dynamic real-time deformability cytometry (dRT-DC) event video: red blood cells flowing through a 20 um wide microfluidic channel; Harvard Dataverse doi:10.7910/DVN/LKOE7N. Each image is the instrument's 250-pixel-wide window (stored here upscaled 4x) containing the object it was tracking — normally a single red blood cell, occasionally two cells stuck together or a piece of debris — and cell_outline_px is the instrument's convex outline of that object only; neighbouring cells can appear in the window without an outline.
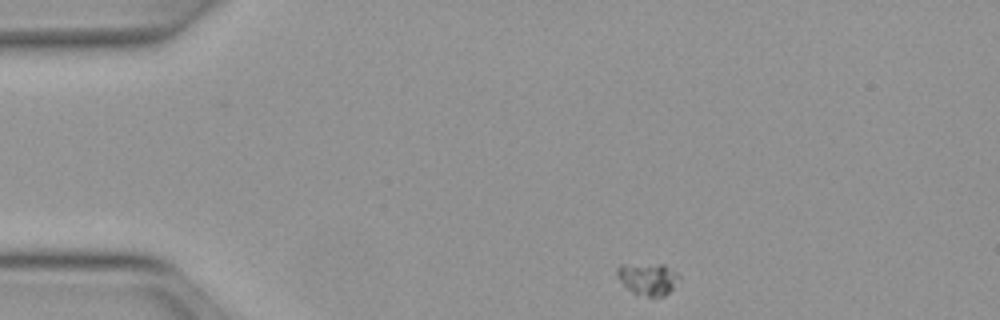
{"species": "Egyptian fruit bat (a non-hibernating species)", "species_latin": "Rousettus aegyptiacus", "temperature_condition": "warm", "stored_images_in_passage": 12, "camera_frame_rate_fps": 3000, "um_per_image_px": 0.085, "animal": {"sex": "female"}, "frame": {"image": 1, "passage_image": 1, "time_ms": 0.0, "image_size_px": [1000, 320], "cell_outline_px": [[680, 280], [664, 296], [636, 296], [616, 276], [616, 268], [620, 264], [664, 264], [676, 272], [680, 276]], "centroid_in_image_um": [55.06, 23.69], "position_along_channel_um": 29.9, "area_um2": 11.73}}
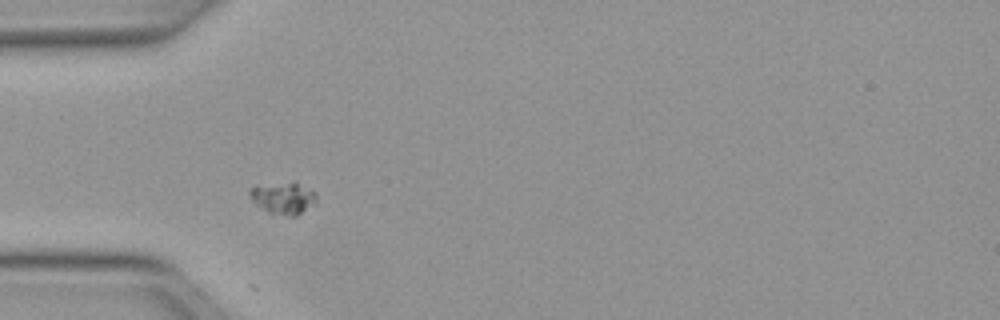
{"frame": {"image": 2, "passage_image": 8, "time_ms": 2.333, "image_size_px": [1000, 320], "cell_outline_px": [[316, 204], [296, 216], [288, 216], [268, 212], [256, 204], [248, 196], [248, 192], [256, 184], [292, 180], [316, 192]], "centroid_in_image_um": [24.07, 16.79], "position_along_channel_um": 60.9, "area_um2": 12.89}}